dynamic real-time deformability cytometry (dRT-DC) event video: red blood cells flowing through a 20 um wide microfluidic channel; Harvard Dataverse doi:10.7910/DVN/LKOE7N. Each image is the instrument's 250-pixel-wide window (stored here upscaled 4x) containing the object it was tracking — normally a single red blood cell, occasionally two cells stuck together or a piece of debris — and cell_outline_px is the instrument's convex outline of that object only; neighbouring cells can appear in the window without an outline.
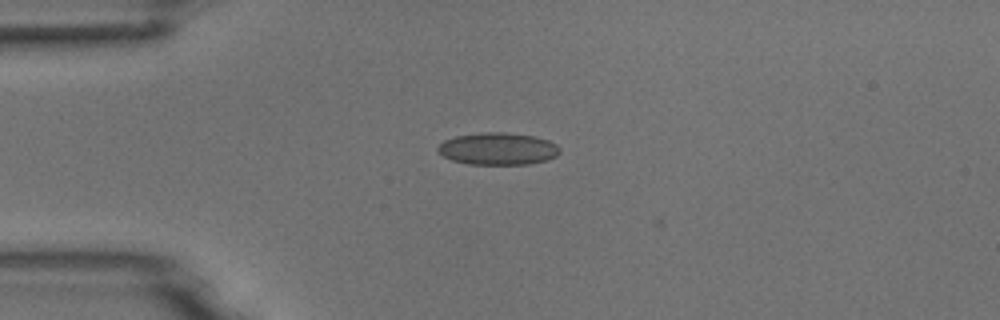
{"species": "common noctule bat (a hibernating species)", "species_latin": "Nyctalus noctula", "temperature_condition": "room temperature", "stored_images_in_passage": 5, "camera_frame_rate_fps": 3000, "um_per_image_px": 0.085, "animal": {"sex": "male", "body_mass_g": 18.8}, "frame": {"image": 1, "passage_image": 3, "time_ms": 0.667, "image_size_px": [1000, 320], "cell_outline_px": [[560, 152], [556, 156], [548, 160], [528, 164], [468, 164], [452, 160], [444, 156], [436, 148], [444, 140], [456, 136], [484, 132], [508, 132], [532, 136], [548, 140], [556, 144], [560, 148]], "centroid_in_image_um": [42.34, 12.64], "position_along_channel_um": 42.7, "area_um2": 22.83}}